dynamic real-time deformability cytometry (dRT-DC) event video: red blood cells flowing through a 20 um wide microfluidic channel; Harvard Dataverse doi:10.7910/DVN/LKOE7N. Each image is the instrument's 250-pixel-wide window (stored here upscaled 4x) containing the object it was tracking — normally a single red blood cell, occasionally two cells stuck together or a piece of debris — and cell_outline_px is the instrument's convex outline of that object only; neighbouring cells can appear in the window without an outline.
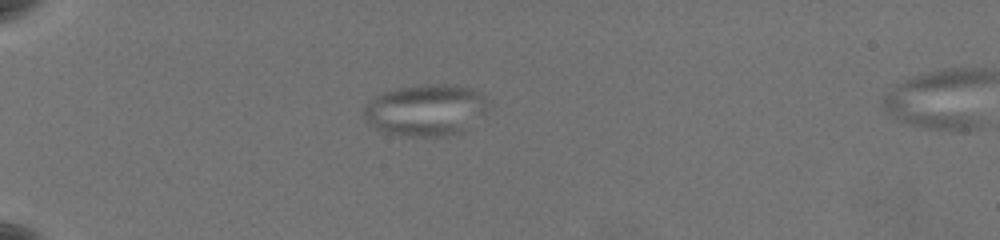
{"species": "common noctule bat (a hibernating species)", "species_latin": "Nyctalus noctula", "temperature_condition": "warm", "stored_images_in_passage": 16, "segment_of_instrument_passage": [2, 2], "camera_frame_rate_fps": 3000, "um_per_image_px": 0.085, "animal": {"sex": "female", "body_mass_g": 19.5, "forearm_length_mm": 54.1}, "frame": {"image": 1, "passage_image": 16, "time_ms": 5.0, "image_size_px": [1000, 240], "cell_outline_px": [[972, 124], [968, 128], [928, 128], [912, 124], [904, 120], [888, 108], [884, 104], [884, 100], [888, 96], [900, 92], [968, 120]], "centroid_in_image_um": [78.49, 9.61], "position_along_channel_um": 6.5, "area_um2": 11.91}}